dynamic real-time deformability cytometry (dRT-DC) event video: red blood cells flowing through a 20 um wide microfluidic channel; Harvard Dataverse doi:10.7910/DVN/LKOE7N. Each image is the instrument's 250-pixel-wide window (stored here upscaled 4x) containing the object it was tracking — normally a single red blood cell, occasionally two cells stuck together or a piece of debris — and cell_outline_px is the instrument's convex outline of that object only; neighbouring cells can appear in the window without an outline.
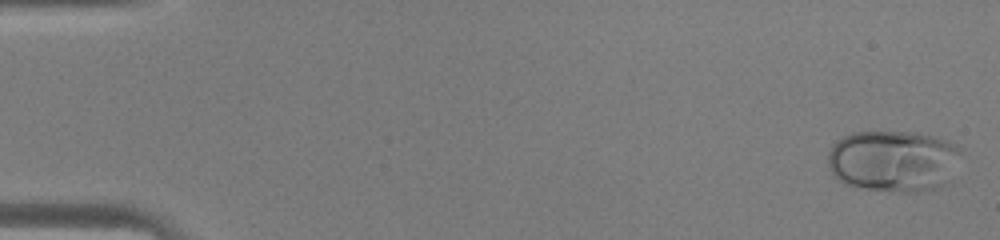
{"species": "human", "species_latin": "Homo sapiens", "temperature_condition": "warm", "stored_images_in_passage": 45, "camera_frame_rate_fps": 3000, "um_per_image_px": 0.085, "donor": {"sex": "male"}, "frame": {"image": 1, "passage_image": 1, "time_ms": 0.0, "image_size_px": [1000, 240], "cell_outline_px": [[960, 152], [948, 180], [940, 188], [916, 192], [900, 192], [856, 188], [844, 184], [832, 176], [828, 164], [828, 152], [832, 144], [836, 140], [852, 132], [912, 132], [932, 136], [948, 140], [956, 144], [960, 148]], "centroid_in_image_um": [75.87, 13.69], "position_along_channel_um": 9.1, "area_um2": 48.15}}
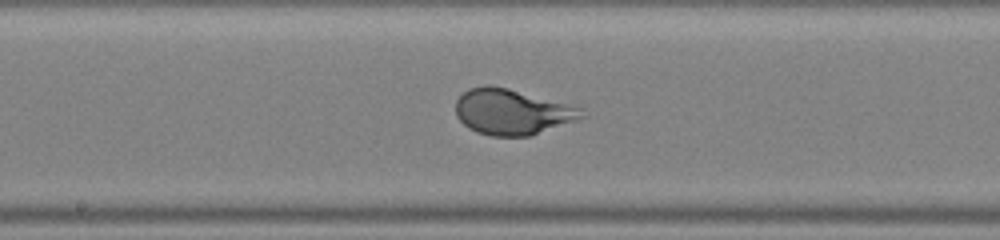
{"frame": {"image": 2, "passage_image": 24, "time_ms": 7.667, "image_size_px": [1000, 240], "cell_outline_px": [[588, 116], [532, 136], [492, 136], [476, 132], [468, 128], [456, 116], [456, 100], [468, 88], [488, 84], [584, 108]], "centroid_in_image_um": [43.54, 9.53], "position_along_channel_um": 204.7, "area_um2": 33.47}}
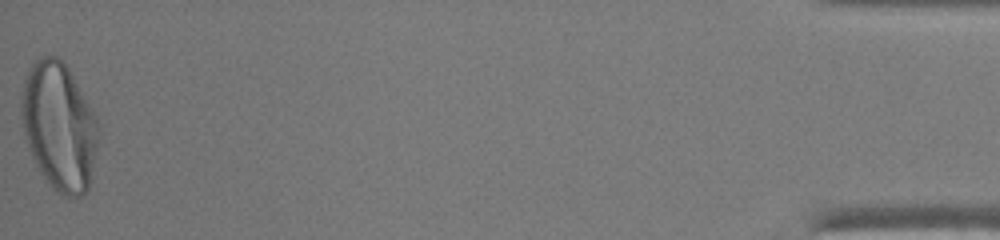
{"frame": {"image": 3, "passage_image": 45, "time_ms": 14.667, "image_size_px": [1000, 240], "cell_outline_px": [[100, 132], [88, 192], [80, 196], [64, 196], [56, 192], [52, 188], [40, 172], [24, 140], [20, 116], [20, 92], [28, 68], [40, 56], [56, 56], [68, 68], [96, 116]], "centroid_in_image_um": [5.0, 10.75], "position_along_channel_um": 430.2, "area_um2": 57.92}}